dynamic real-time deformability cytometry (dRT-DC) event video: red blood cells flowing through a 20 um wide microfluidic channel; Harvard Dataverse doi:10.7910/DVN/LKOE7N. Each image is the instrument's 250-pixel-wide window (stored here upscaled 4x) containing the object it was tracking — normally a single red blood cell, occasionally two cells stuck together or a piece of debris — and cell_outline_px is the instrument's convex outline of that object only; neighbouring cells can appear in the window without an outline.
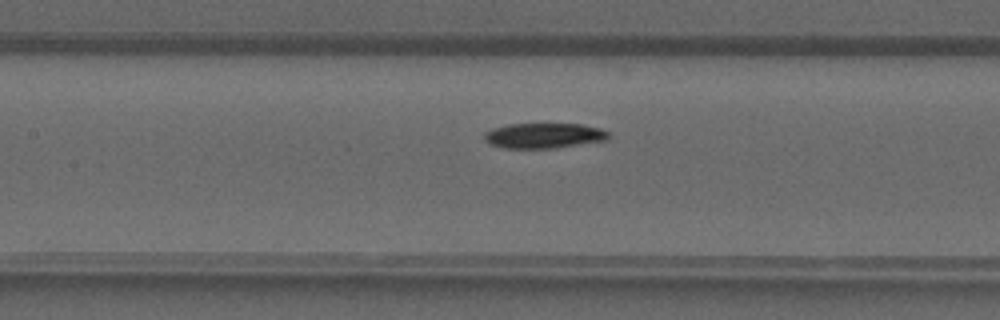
{"species": "common noctule bat (a hibernating species)", "species_latin": "Nyctalus noctula", "temperature_condition": "warm", "stored_images_in_passage": 22, "camera_frame_rate_fps": 3000, "um_per_image_px": 0.085, "animal": {"sex": "male", "forearm_length_mm": 52.5}, "frame": {"image": 1, "passage_image": 8, "time_ms": 2.333, "image_size_px": [1000, 320], "cell_outline_px": [[612, 136], [608, 140], [556, 148], [504, 148], [492, 144], [484, 140], [484, 132], [492, 128], [508, 124], [580, 124], [600, 128], [608, 132]], "centroid_in_image_um": [46.26, 11.53], "position_along_channel_um": 161.1, "area_um2": 18.38}}
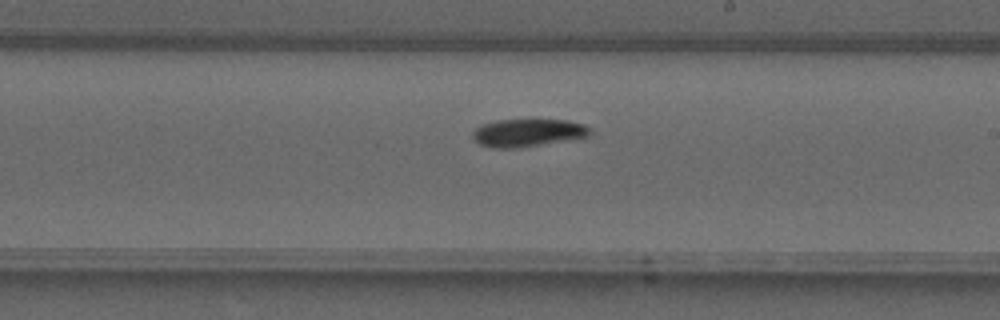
{"frame": {"image": 2, "passage_image": 13, "time_ms": 4.0, "image_size_px": [1000, 320], "cell_outline_px": [[592, 136], [520, 148], [492, 148], [480, 144], [472, 136], [472, 132], [476, 128], [484, 124], [496, 120], [568, 120], [584, 124], [592, 128]], "centroid_in_image_um": [44.93, 11.29], "position_along_channel_um": 244.1, "area_um2": 19.13}}
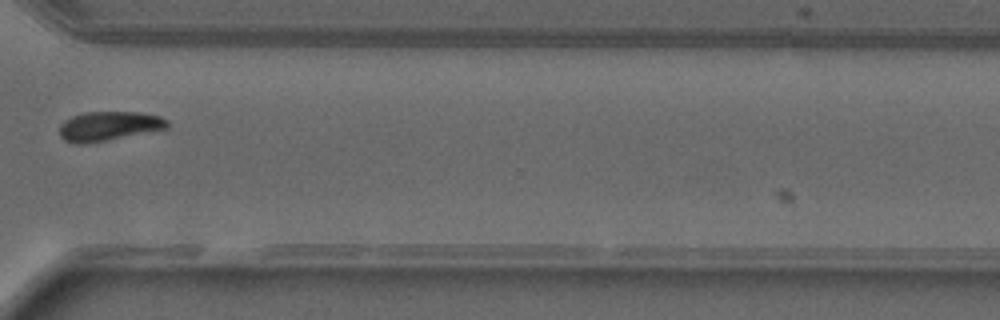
{"frame": {"image": 3, "passage_image": 20, "time_ms": 6.333, "image_size_px": [1000, 320], "cell_outline_px": [[168, 128], [88, 144], [72, 144], [64, 140], [60, 136], [60, 124], [64, 120], [72, 116], [84, 112], [140, 112], [160, 116], [168, 120]], "centroid_in_image_um": [9.22, 10.72], "position_along_channel_um": 361.4, "area_um2": 18.61}}